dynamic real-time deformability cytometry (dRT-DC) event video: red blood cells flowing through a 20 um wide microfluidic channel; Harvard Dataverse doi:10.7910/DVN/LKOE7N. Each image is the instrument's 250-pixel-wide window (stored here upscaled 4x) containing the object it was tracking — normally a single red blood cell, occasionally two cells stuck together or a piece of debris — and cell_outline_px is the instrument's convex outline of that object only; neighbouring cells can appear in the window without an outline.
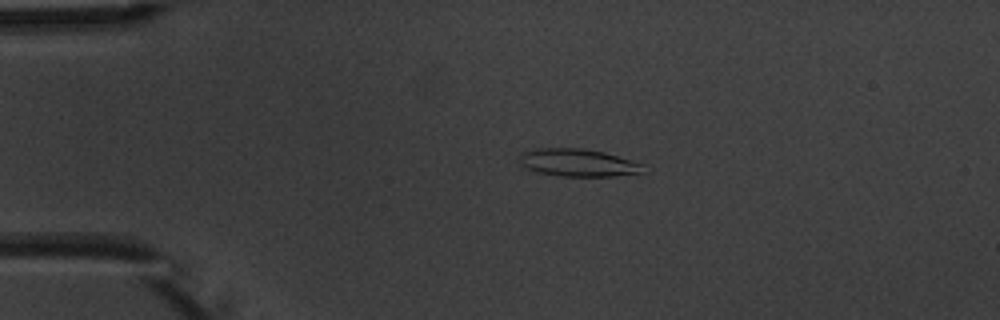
{"species": "common noctule bat (a hibernating species)", "species_latin": "Nyctalus noctula", "temperature_condition": "warm", "stored_images_in_passage": 4, "camera_frame_rate_fps": 3000, "um_per_image_px": 0.085, "animal": {"sex": "male", "body_mass_g": 20.1, "forearm_length_mm": 53.5}, "frame": {"image": 1, "passage_image": 3, "time_ms": 2.333, "image_size_px": [1000, 320], "cell_outline_px": [[644, 164], [640, 172], [616, 176], [560, 176], [536, 172], [520, 164], [520, 156], [524, 152], [532, 148], [580, 148], [604, 152]], "centroid_in_image_um": [49.09, 13.82], "position_along_channel_um": 35.9, "area_um2": 19.71}}